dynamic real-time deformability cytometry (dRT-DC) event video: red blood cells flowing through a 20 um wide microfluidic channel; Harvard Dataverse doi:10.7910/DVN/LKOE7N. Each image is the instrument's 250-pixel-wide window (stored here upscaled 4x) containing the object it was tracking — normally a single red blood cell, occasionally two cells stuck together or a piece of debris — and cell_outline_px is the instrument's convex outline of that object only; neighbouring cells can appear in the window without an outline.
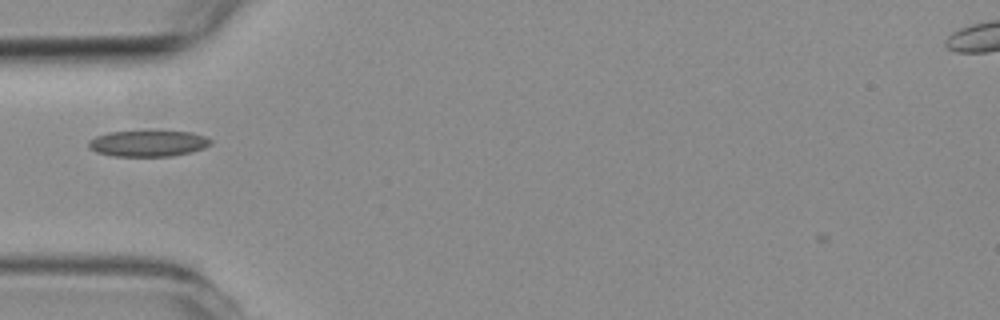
{"species": "common noctule bat (a hibernating species)", "species_latin": "Nyctalus noctula", "temperature_condition": "room temperature", "stored_images_in_passage": 5, "camera_frame_rate_fps": 3000, "um_per_image_px": 0.085, "animal": {"sex": "female", "body_mass_g": 19.3, "forearm_length_mm": 54.1}, "frame": {"image": 1, "passage_image": 5, "time_ms": 5.333, "image_size_px": [1000, 320], "cell_outline_px": [[212, 144], [204, 148], [172, 156], [112, 156], [96, 152], [88, 148], [88, 140], [96, 136], [108, 132], [192, 132], [204, 136], [212, 140]], "centroid_in_image_um": [12.55, 12.2], "position_along_channel_um": 72.4, "area_um2": 18.38}}